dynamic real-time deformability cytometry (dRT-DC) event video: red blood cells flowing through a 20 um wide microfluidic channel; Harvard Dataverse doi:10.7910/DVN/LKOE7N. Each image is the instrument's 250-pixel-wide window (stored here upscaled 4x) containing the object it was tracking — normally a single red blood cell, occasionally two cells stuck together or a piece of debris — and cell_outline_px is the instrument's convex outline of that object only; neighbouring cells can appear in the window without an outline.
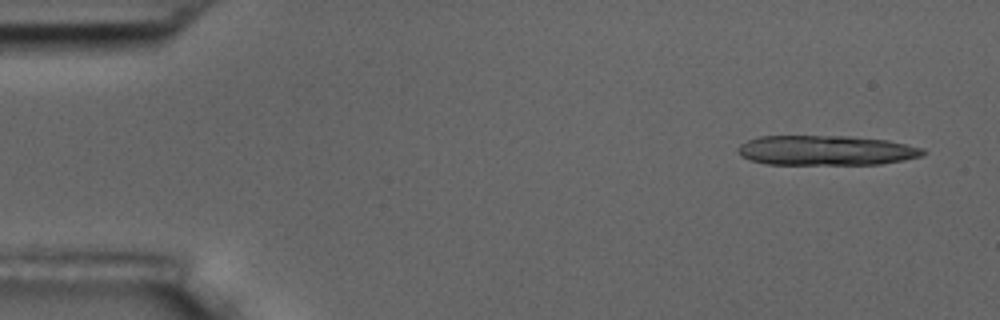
{"species": "common noctule bat (a hibernating species)", "species_latin": "Nyctalus noctula", "temperature_condition": "room temperature", "stored_images_in_passage": 4, "camera_frame_rate_fps": 3000, "um_per_image_px": 0.085, "animal": {"sex": "male", "body_mass_g": 17.5, "forearm_length_mm": 52.3}, "frame": {"image": 1, "passage_image": 1, "time_ms": 0.0, "image_size_px": [1000, 320], "cell_outline_px": [[928, 152], [920, 156], [904, 160], [880, 164], [768, 164], [752, 160], [740, 156], [736, 148], [740, 144], [748, 140], [760, 136], [848, 136], [888, 140], [924, 148]], "centroid_in_image_um": [70.23, 12.78], "position_along_channel_um": 14.8, "area_um2": 32.25}}